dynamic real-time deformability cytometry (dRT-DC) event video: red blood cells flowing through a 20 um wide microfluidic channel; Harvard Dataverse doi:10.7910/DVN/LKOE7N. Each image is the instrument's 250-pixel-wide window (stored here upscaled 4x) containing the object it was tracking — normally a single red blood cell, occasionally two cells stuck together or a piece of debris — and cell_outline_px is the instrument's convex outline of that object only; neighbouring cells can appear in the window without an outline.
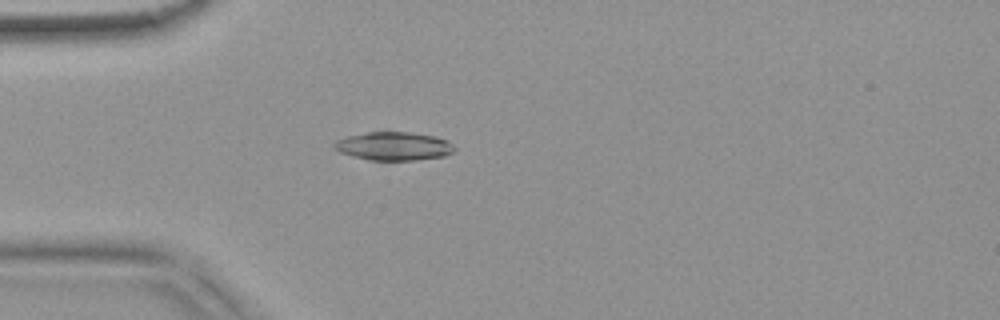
{"species": "common noctule bat (a hibernating species)", "species_latin": "Nyctalus noctula", "temperature_condition": "warm", "stored_images_in_passage": 38, "camera_frame_rate_fps": 3000, "um_per_image_px": 0.085, "animal": {"sex": "female", "body_mass_g": 18.4}, "frame": {"image": 1, "passage_image": 16, "time_ms": 5.0, "image_size_px": [1000, 320], "cell_outline_px": [[456, 148], [452, 152], [444, 156], [412, 160], [368, 160], [352, 156], [340, 152], [332, 148], [332, 144], [336, 140], [348, 136], [368, 132], [408, 132], [436, 136], [448, 140]], "centroid_in_image_um": [33.45, 12.42], "position_along_channel_um": 51.6, "area_um2": 19.94}}
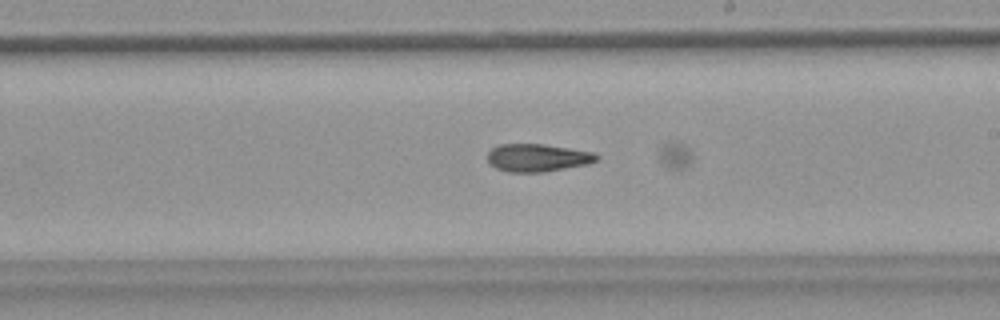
{"frame": {"image": 2, "passage_image": 32, "time_ms": 10.333, "image_size_px": [1000, 320], "cell_outline_px": [[600, 156], [596, 160], [588, 164], [544, 172], [508, 172], [496, 168], [488, 164], [488, 152], [492, 148], [500, 144], [544, 144], [596, 152]], "centroid_in_image_um": [45.7, 13.4], "position_along_channel_um": 243.3, "area_um2": 17.8}}
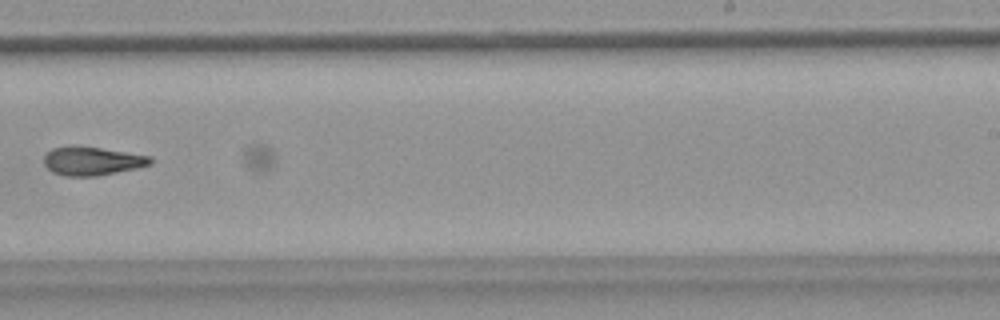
{"frame": {"image": 3, "passage_image": 35, "time_ms": 11.333, "image_size_px": [1000, 320], "cell_outline_px": [[152, 164], [140, 168], [96, 176], [64, 176], [52, 172], [44, 164], [44, 156], [52, 148], [100, 148], [152, 156]], "centroid_in_image_um": [7.89, 13.73], "position_along_channel_um": 281.1, "area_um2": 17.34}}